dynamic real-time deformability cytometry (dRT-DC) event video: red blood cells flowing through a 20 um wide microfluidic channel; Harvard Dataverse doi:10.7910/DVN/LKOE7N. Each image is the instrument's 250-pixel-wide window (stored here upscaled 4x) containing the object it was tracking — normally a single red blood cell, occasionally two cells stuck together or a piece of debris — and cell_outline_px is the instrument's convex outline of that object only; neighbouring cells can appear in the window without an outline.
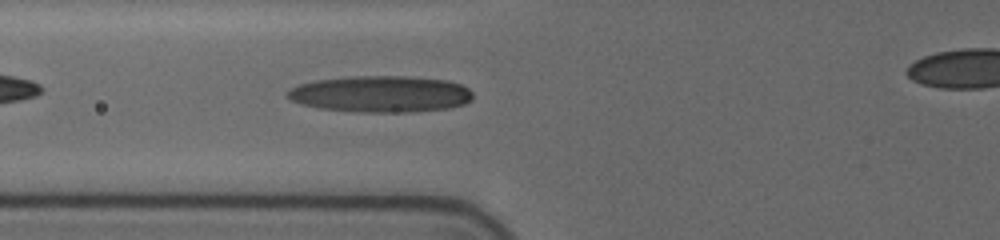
{"species": "human", "species_latin": "Homo sapiens", "temperature_condition": "cold", "stored_images_in_passage": 35, "camera_frame_rate_fps": 3000, "um_per_image_px": 0.085, "donor": {"sex": "female"}, "frame": {"image": 1, "passage_image": 4, "time_ms": 1.0, "image_size_px": [1000, 240], "cell_outline_px": [[472, 100], [464, 104], [452, 108], [412, 112], [360, 112], [320, 108], [300, 104], [292, 100], [288, 96], [288, 92], [292, 88], [300, 84], [316, 80], [356, 76], [404, 76], [448, 80], [460, 84], [468, 88], [472, 92]], "centroid_in_image_um": [32.42, 8.0], "position_along_channel_um": 93.4, "area_um2": 39.36}}
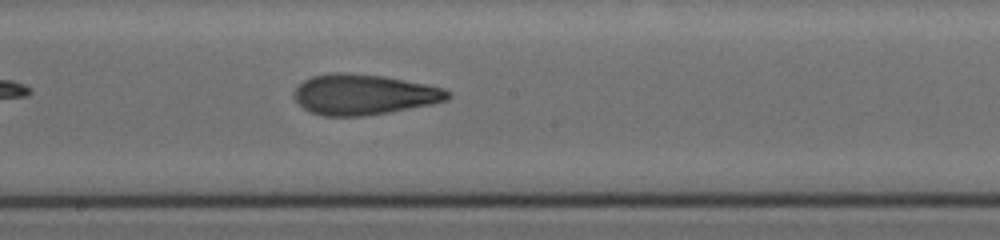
{"frame": {"image": 2, "passage_image": 14, "time_ms": 4.333, "image_size_px": [1000, 240], "cell_outline_px": [[452, 96], [448, 100], [432, 104], [388, 112], [364, 116], [324, 116], [308, 112], [292, 96], [292, 92], [304, 80], [312, 76], [336, 72], [344, 72], [384, 76], [444, 88], [452, 92]], "centroid_in_image_um": [30.92, 8.03], "position_along_channel_um": 217.3, "area_um2": 36.36}}
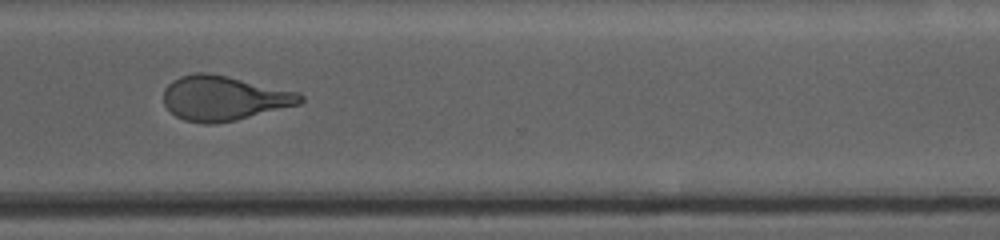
{"frame": {"image": 3, "passage_image": 25, "time_ms": 8.0, "image_size_px": [1000, 240], "cell_outline_px": [[304, 100], [300, 104], [236, 120], [216, 124], [204, 124], [184, 120], [176, 116], [164, 104], [164, 88], [172, 80], [180, 76], [192, 72], [208, 72], [228, 76], [300, 92], [304, 96]], "centroid_in_image_um": [19.03, 8.33], "position_along_channel_um": 351.6, "area_um2": 35.89}}